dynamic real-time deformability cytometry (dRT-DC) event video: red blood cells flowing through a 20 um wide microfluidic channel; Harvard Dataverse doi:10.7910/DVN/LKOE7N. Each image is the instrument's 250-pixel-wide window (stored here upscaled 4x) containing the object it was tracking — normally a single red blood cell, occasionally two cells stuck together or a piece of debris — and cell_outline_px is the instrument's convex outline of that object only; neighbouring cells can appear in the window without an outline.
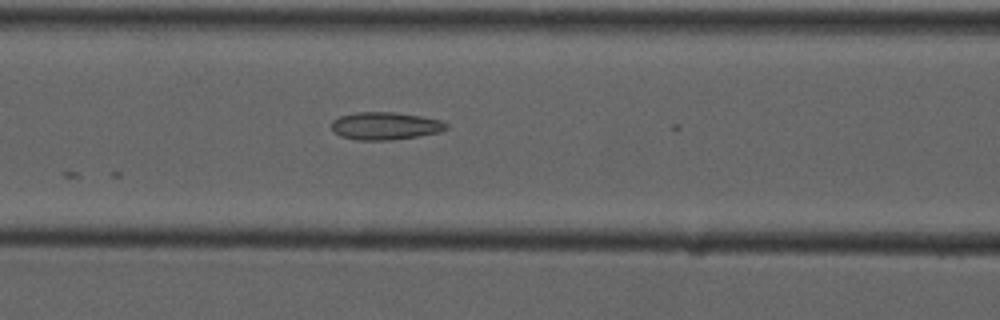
{"species": "common noctule bat (a hibernating species)", "species_latin": "Nyctalus noctula", "temperature_condition": "cold", "stored_images_in_passage": 3, "camera_frame_rate_fps": 3000, "um_per_image_px": 0.085, "animal": {"sex": "male", "forearm_length_mm": 52.5}, "frame": {"image": 1, "passage_image": 3, "time_ms": 2.667, "image_size_px": [1000, 320], "cell_outline_px": [[448, 128], [440, 132], [392, 140], [360, 140], [340, 136], [332, 128], [332, 120], [340, 116], [356, 112], [396, 112], [420, 116], [440, 120], [448, 124]], "centroid_in_image_um": [32.75, 10.69], "position_along_channel_um": 133.8, "area_um2": 18.38}}